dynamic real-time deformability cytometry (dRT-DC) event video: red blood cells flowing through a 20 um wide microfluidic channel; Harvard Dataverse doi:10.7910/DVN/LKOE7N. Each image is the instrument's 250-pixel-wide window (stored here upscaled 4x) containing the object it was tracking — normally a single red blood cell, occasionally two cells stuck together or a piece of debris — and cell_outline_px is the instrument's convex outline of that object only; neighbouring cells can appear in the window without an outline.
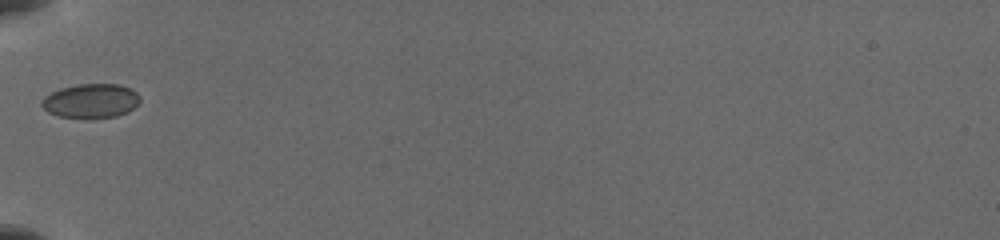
{"species": "common noctule bat (a hibernating species)", "species_latin": "Nyctalus noctula", "temperature_condition": "cold", "stored_images_in_passage": 29, "camera_frame_rate_fps": 3000, "um_per_image_px": 0.085, "animal": {"sex": "female", "body_mass_g": 19.5, "forearm_length_mm": 54.1}, "frame": {"image": 1, "passage_image": 1, "time_ms": 0.0, "image_size_px": [1000, 240], "cell_outline_px": [[140, 100], [128, 112], [116, 116], [60, 116], [48, 112], [40, 104], [44, 96], [60, 88], [76, 84], [120, 84], [132, 88], [140, 96]], "centroid_in_image_um": [7.74, 8.53], "position_along_channel_um": 77.3, "area_um2": 19.19}}